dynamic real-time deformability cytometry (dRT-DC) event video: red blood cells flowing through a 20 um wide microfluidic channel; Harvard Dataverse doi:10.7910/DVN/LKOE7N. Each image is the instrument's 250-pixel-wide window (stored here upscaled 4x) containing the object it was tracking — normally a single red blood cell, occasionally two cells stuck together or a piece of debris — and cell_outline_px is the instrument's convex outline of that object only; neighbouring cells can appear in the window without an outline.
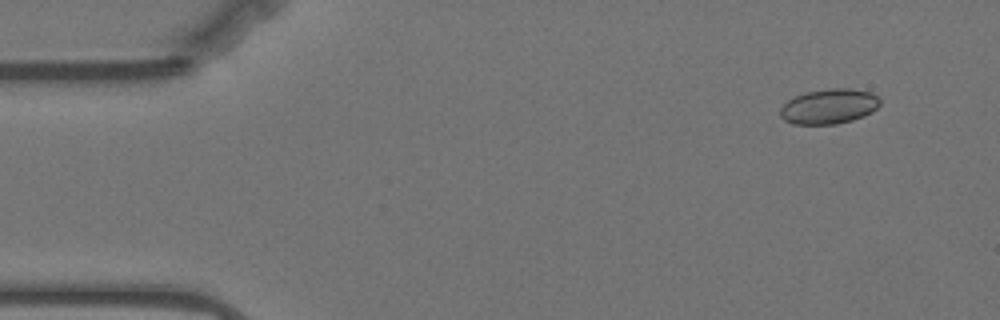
{"species": "Egyptian fruit bat (a non-hibernating species)", "species_latin": "Rousettus aegyptiacus", "temperature_condition": "warm", "stored_images_in_passage": 54, "camera_frame_rate_fps": 3000, "um_per_image_px": 0.085, "animal": {"sex": "female"}, "frame": {"image": 1, "passage_image": 2, "time_ms": 0.333, "image_size_px": [1000, 320], "cell_outline_px": [[880, 104], [872, 112], [864, 116], [852, 120], [836, 124], [792, 124], [784, 120], [780, 116], [780, 108], [788, 100], [796, 96], [808, 92], [828, 88], [848, 88], [872, 92], [880, 100]], "centroid_in_image_um": [70.47, 9.05], "position_along_channel_um": 14.5, "area_um2": 20.35}}
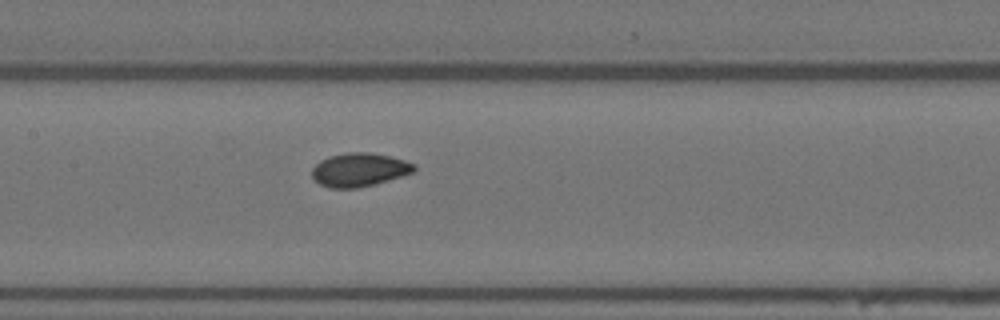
{"frame": {"image": 2, "passage_image": 24, "time_ms": 7.667, "image_size_px": [1000, 320], "cell_outline_px": [[416, 168], [412, 172], [400, 176], [372, 184], [356, 188], [328, 188], [312, 180], [312, 168], [320, 160], [328, 156], [348, 152], [368, 152], [388, 156], [404, 160], [416, 164]], "centroid_in_image_um": [30.48, 14.42], "position_along_channel_um": 176.9, "area_um2": 19.83}}
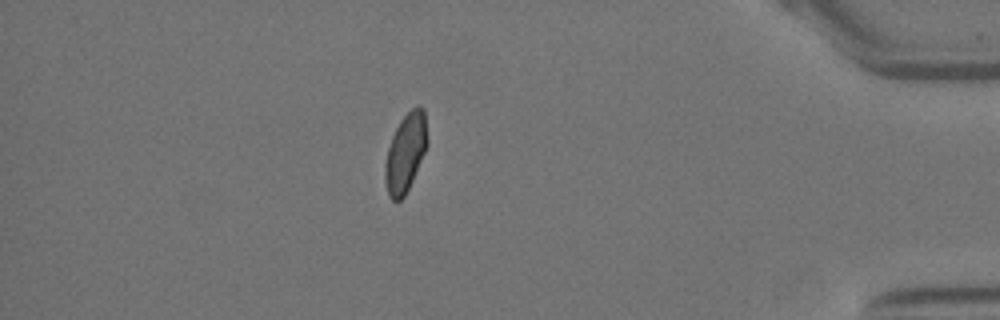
{"frame": {"image": 3, "passage_image": 47, "time_ms": 15.333, "image_size_px": [1000, 320], "cell_outline_px": [[428, 144], [412, 180], [404, 196], [400, 200], [392, 200], [388, 196], [384, 180], [384, 164], [388, 148], [392, 136], [400, 120], [416, 104], [420, 104], [424, 108], [428, 140]], "centroid_in_image_um": [34.46, 12.95], "position_along_channel_um": 400.7, "area_um2": 19.42}, "authors_computed_cell_mechanics": {"area_um2": 19.7965, "velocity_mm_per_s": 3.5171, "shape_relaxation_time_tau1_ms": null, "shape_relaxation_time_tau2_ms": 1.9679, "deformation_change_tau1": null, "deformation_change_tau2": 0.0473}}